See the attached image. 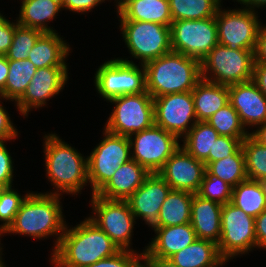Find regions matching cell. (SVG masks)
Segmentation results:
<instances>
[{"label": "cell", "instance_id": "cell-1", "mask_svg": "<svg viewBox=\"0 0 266 267\" xmlns=\"http://www.w3.org/2000/svg\"><path fill=\"white\" fill-rule=\"evenodd\" d=\"M66 226L51 263L57 267H87L120 251L113 240L88 217L74 227Z\"/></svg>", "mask_w": 266, "mask_h": 267}, {"label": "cell", "instance_id": "cell-2", "mask_svg": "<svg viewBox=\"0 0 266 267\" xmlns=\"http://www.w3.org/2000/svg\"><path fill=\"white\" fill-rule=\"evenodd\" d=\"M60 199L56 194L30 192L21 203L14 222L3 234L16 233L35 239L55 236L54 252L67 226Z\"/></svg>", "mask_w": 266, "mask_h": 267}, {"label": "cell", "instance_id": "cell-3", "mask_svg": "<svg viewBox=\"0 0 266 267\" xmlns=\"http://www.w3.org/2000/svg\"><path fill=\"white\" fill-rule=\"evenodd\" d=\"M146 91L153 97L192 91L201 78V62L169 52L144 64Z\"/></svg>", "mask_w": 266, "mask_h": 267}, {"label": "cell", "instance_id": "cell-4", "mask_svg": "<svg viewBox=\"0 0 266 267\" xmlns=\"http://www.w3.org/2000/svg\"><path fill=\"white\" fill-rule=\"evenodd\" d=\"M43 140L46 175L57 190L47 193L77 195L89 183L87 158L55 133L45 135Z\"/></svg>", "mask_w": 266, "mask_h": 267}, {"label": "cell", "instance_id": "cell-5", "mask_svg": "<svg viewBox=\"0 0 266 267\" xmlns=\"http://www.w3.org/2000/svg\"><path fill=\"white\" fill-rule=\"evenodd\" d=\"M254 51L217 44L201 61V78L227 86L252 80Z\"/></svg>", "mask_w": 266, "mask_h": 267}, {"label": "cell", "instance_id": "cell-6", "mask_svg": "<svg viewBox=\"0 0 266 267\" xmlns=\"http://www.w3.org/2000/svg\"><path fill=\"white\" fill-rule=\"evenodd\" d=\"M94 83L98 94L107 101L126 94H140L146 91L145 68L142 64L139 68L132 60L111 59L97 69Z\"/></svg>", "mask_w": 266, "mask_h": 267}, {"label": "cell", "instance_id": "cell-7", "mask_svg": "<svg viewBox=\"0 0 266 267\" xmlns=\"http://www.w3.org/2000/svg\"><path fill=\"white\" fill-rule=\"evenodd\" d=\"M104 138L87 156L88 180L92 195L97 194L112 178L121 164L131 158L129 137L116 135L104 129Z\"/></svg>", "mask_w": 266, "mask_h": 267}, {"label": "cell", "instance_id": "cell-8", "mask_svg": "<svg viewBox=\"0 0 266 267\" xmlns=\"http://www.w3.org/2000/svg\"><path fill=\"white\" fill-rule=\"evenodd\" d=\"M109 102L115 104L104 127L110 133L129 137L154 124L153 97L147 91L118 96Z\"/></svg>", "mask_w": 266, "mask_h": 267}, {"label": "cell", "instance_id": "cell-9", "mask_svg": "<svg viewBox=\"0 0 266 267\" xmlns=\"http://www.w3.org/2000/svg\"><path fill=\"white\" fill-rule=\"evenodd\" d=\"M119 27L130 54L141 60L142 65L172 51L170 26L146 21H120Z\"/></svg>", "mask_w": 266, "mask_h": 267}, {"label": "cell", "instance_id": "cell-10", "mask_svg": "<svg viewBox=\"0 0 266 267\" xmlns=\"http://www.w3.org/2000/svg\"><path fill=\"white\" fill-rule=\"evenodd\" d=\"M254 223V217L231 202L222 205L218 250L226 262L257 248Z\"/></svg>", "mask_w": 266, "mask_h": 267}, {"label": "cell", "instance_id": "cell-11", "mask_svg": "<svg viewBox=\"0 0 266 267\" xmlns=\"http://www.w3.org/2000/svg\"><path fill=\"white\" fill-rule=\"evenodd\" d=\"M93 216L88 217L102 229L120 250H132L130 244L136 218L127 200H111L92 195Z\"/></svg>", "mask_w": 266, "mask_h": 267}, {"label": "cell", "instance_id": "cell-12", "mask_svg": "<svg viewBox=\"0 0 266 267\" xmlns=\"http://www.w3.org/2000/svg\"><path fill=\"white\" fill-rule=\"evenodd\" d=\"M172 51L202 61L219 44L215 17L172 21Z\"/></svg>", "mask_w": 266, "mask_h": 267}, {"label": "cell", "instance_id": "cell-13", "mask_svg": "<svg viewBox=\"0 0 266 267\" xmlns=\"http://www.w3.org/2000/svg\"><path fill=\"white\" fill-rule=\"evenodd\" d=\"M129 141L131 158L149 173H157L181 145L174 134L155 124L130 135Z\"/></svg>", "mask_w": 266, "mask_h": 267}, {"label": "cell", "instance_id": "cell-14", "mask_svg": "<svg viewBox=\"0 0 266 267\" xmlns=\"http://www.w3.org/2000/svg\"><path fill=\"white\" fill-rule=\"evenodd\" d=\"M255 10L218 9L215 16L220 45L233 50H255L261 25Z\"/></svg>", "mask_w": 266, "mask_h": 267}, {"label": "cell", "instance_id": "cell-15", "mask_svg": "<svg viewBox=\"0 0 266 267\" xmlns=\"http://www.w3.org/2000/svg\"><path fill=\"white\" fill-rule=\"evenodd\" d=\"M153 103L154 124L174 134L179 140L197 122L192 91L159 96L153 98Z\"/></svg>", "mask_w": 266, "mask_h": 267}, {"label": "cell", "instance_id": "cell-16", "mask_svg": "<svg viewBox=\"0 0 266 267\" xmlns=\"http://www.w3.org/2000/svg\"><path fill=\"white\" fill-rule=\"evenodd\" d=\"M67 66H52L37 69L24 94L15 102L22 116L33 108L46 106V101L58 95L68 81Z\"/></svg>", "mask_w": 266, "mask_h": 267}, {"label": "cell", "instance_id": "cell-17", "mask_svg": "<svg viewBox=\"0 0 266 267\" xmlns=\"http://www.w3.org/2000/svg\"><path fill=\"white\" fill-rule=\"evenodd\" d=\"M205 172V163L195 159L180 146L157 173L172 190L196 194L200 189Z\"/></svg>", "mask_w": 266, "mask_h": 267}, {"label": "cell", "instance_id": "cell-18", "mask_svg": "<svg viewBox=\"0 0 266 267\" xmlns=\"http://www.w3.org/2000/svg\"><path fill=\"white\" fill-rule=\"evenodd\" d=\"M171 190L169 184L158 173H150L143 184L127 199L134 217H140L153 229L158 223L162 203Z\"/></svg>", "mask_w": 266, "mask_h": 267}, {"label": "cell", "instance_id": "cell-19", "mask_svg": "<svg viewBox=\"0 0 266 267\" xmlns=\"http://www.w3.org/2000/svg\"><path fill=\"white\" fill-rule=\"evenodd\" d=\"M228 92L229 103L237 111L245 129L266 122V96L253 80L229 85Z\"/></svg>", "mask_w": 266, "mask_h": 267}, {"label": "cell", "instance_id": "cell-20", "mask_svg": "<svg viewBox=\"0 0 266 267\" xmlns=\"http://www.w3.org/2000/svg\"><path fill=\"white\" fill-rule=\"evenodd\" d=\"M155 238L145 247V251L150 256L162 259H169L173 254L193 243L196 239V233L191 223L154 227Z\"/></svg>", "mask_w": 266, "mask_h": 267}, {"label": "cell", "instance_id": "cell-21", "mask_svg": "<svg viewBox=\"0 0 266 267\" xmlns=\"http://www.w3.org/2000/svg\"><path fill=\"white\" fill-rule=\"evenodd\" d=\"M150 173L133 159L121 164L112 178L96 194L111 200H127Z\"/></svg>", "mask_w": 266, "mask_h": 267}, {"label": "cell", "instance_id": "cell-22", "mask_svg": "<svg viewBox=\"0 0 266 267\" xmlns=\"http://www.w3.org/2000/svg\"><path fill=\"white\" fill-rule=\"evenodd\" d=\"M222 205L200 195L193 194L191 203V226L198 239L209 240L216 244L221 236Z\"/></svg>", "mask_w": 266, "mask_h": 267}, {"label": "cell", "instance_id": "cell-23", "mask_svg": "<svg viewBox=\"0 0 266 267\" xmlns=\"http://www.w3.org/2000/svg\"><path fill=\"white\" fill-rule=\"evenodd\" d=\"M119 21H146L171 26L169 0H122L117 8Z\"/></svg>", "mask_w": 266, "mask_h": 267}, {"label": "cell", "instance_id": "cell-24", "mask_svg": "<svg viewBox=\"0 0 266 267\" xmlns=\"http://www.w3.org/2000/svg\"><path fill=\"white\" fill-rule=\"evenodd\" d=\"M197 121H207L229 103L227 85L201 79L192 90Z\"/></svg>", "mask_w": 266, "mask_h": 267}, {"label": "cell", "instance_id": "cell-25", "mask_svg": "<svg viewBox=\"0 0 266 267\" xmlns=\"http://www.w3.org/2000/svg\"><path fill=\"white\" fill-rule=\"evenodd\" d=\"M70 46L56 32L43 33L28 53V59L37 69L52 66H67L65 60Z\"/></svg>", "mask_w": 266, "mask_h": 267}, {"label": "cell", "instance_id": "cell-26", "mask_svg": "<svg viewBox=\"0 0 266 267\" xmlns=\"http://www.w3.org/2000/svg\"><path fill=\"white\" fill-rule=\"evenodd\" d=\"M169 259L178 267H220L226 263L218 244L198 238Z\"/></svg>", "mask_w": 266, "mask_h": 267}, {"label": "cell", "instance_id": "cell-27", "mask_svg": "<svg viewBox=\"0 0 266 267\" xmlns=\"http://www.w3.org/2000/svg\"><path fill=\"white\" fill-rule=\"evenodd\" d=\"M19 25L42 31L43 33L56 32L47 22L56 17L62 8L61 0H21Z\"/></svg>", "mask_w": 266, "mask_h": 267}, {"label": "cell", "instance_id": "cell-28", "mask_svg": "<svg viewBox=\"0 0 266 267\" xmlns=\"http://www.w3.org/2000/svg\"><path fill=\"white\" fill-rule=\"evenodd\" d=\"M219 136L218 132L206 121H197L182 138L184 140H182L181 147L207 166L213 162V146Z\"/></svg>", "mask_w": 266, "mask_h": 267}, {"label": "cell", "instance_id": "cell-29", "mask_svg": "<svg viewBox=\"0 0 266 267\" xmlns=\"http://www.w3.org/2000/svg\"><path fill=\"white\" fill-rule=\"evenodd\" d=\"M193 193L171 190L162 203L155 227L176 226L190 223Z\"/></svg>", "mask_w": 266, "mask_h": 267}, {"label": "cell", "instance_id": "cell-30", "mask_svg": "<svg viewBox=\"0 0 266 267\" xmlns=\"http://www.w3.org/2000/svg\"><path fill=\"white\" fill-rule=\"evenodd\" d=\"M231 203L256 218L266 210L265 183L248 178L238 183L233 188Z\"/></svg>", "mask_w": 266, "mask_h": 267}, {"label": "cell", "instance_id": "cell-31", "mask_svg": "<svg viewBox=\"0 0 266 267\" xmlns=\"http://www.w3.org/2000/svg\"><path fill=\"white\" fill-rule=\"evenodd\" d=\"M36 71V66L29 59L9 60V72L0 99L15 103L24 94Z\"/></svg>", "mask_w": 266, "mask_h": 267}, {"label": "cell", "instance_id": "cell-32", "mask_svg": "<svg viewBox=\"0 0 266 267\" xmlns=\"http://www.w3.org/2000/svg\"><path fill=\"white\" fill-rule=\"evenodd\" d=\"M206 171L211 176L219 177L222 181L233 188L248 176L246 173L245 155L240 146L232 155L219 161L210 162L206 166Z\"/></svg>", "mask_w": 266, "mask_h": 267}, {"label": "cell", "instance_id": "cell-33", "mask_svg": "<svg viewBox=\"0 0 266 267\" xmlns=\"http://www.w3.org/2000/svg\"><path fill=\"white\" fill-rule=\"evenodd\" d=\"M222 0H169L173 21L215 17Z\"/></svg>", "mask_w": 266, "mask_h": 267}, {"label": "cell", "instance_id": "cell-34", "mask_svg": "<svg viewBox=\"0 0 266 267\" xmlns=\"http://www.w3.org/2000/svg\"><path fill=\"white\" fill-rule=\"evenodd\" d=\"M248 179L266 182V146L256 141L250 134L241 145Z\"/></svg>", "mask_w": 266, "mask_h": 267}, {"label": "cell", "instance_id": "cell-35", "mask_svg": "<svg viewBox=\"0 0 266 267\" xmlns=\"http://www.w3.org/2000/svg\"><path fill=\"white\" fill-rule=\"evenodd\" d=\"M206 122L221 136L246 138L250 134L242 125L237 111L230 103L219 109Z\"/></svg>", "mask_w": 266, "mask_h": 267}, {"label": "cell", "instance_id": "cell-36", "mask_svg": "<svg viewBox=\"0 0 266 267\" xmlns=\"http://www.w3.org/2000/svg\"><path fill=\"white\" fill-rule=\"evenodd\" d=\"M42 34V31L19 25L16 21L13 40L5 56L8 60L28 59V53Z\"/></svg>", "mask_w": 266, "mask_h": 267}, {"label": "cell", "instance_id": "cell-37", "mask_svg": "<svg viewBox=\"0 0 266 267\" xmlns=\"http://www.w3.org/2000/svg\"><path fill=\"white\" fill-rule=\"evenodd\" d=\"M233 187L219 177L211 176L207 171L201 182L198 195L204 199L224 205L231 202Z\"/></svg>", "mask_w": 266, "mask_h": 267}, {"label": "cell", "instance_id": "cell-38", "mask_svg": "<svg viewBox=\"0 0 266 267\" xmlns=\"http://www.w3.org/2000/svg\"><path fill=\"white\" fill-rule=\"evenodd\" d=\"M28 194L29 193L21 197L12 187L4 188L0 193V221L3 222L0 225V237L14 222L21 203Z\"/></svg>", "mask_w": 266, "mask_h": 267}, {"label": "cell", "instance_id": "cell-39", "mask_svg": "<svg viewBox=\"0 0 266 267\" xmlns=\"http://www.w3.org/2000/svg\"><path fill=\"white\" fill-rule=\"evenodd\" d=\"M135 250H120L115 255L101 259L87 267H140L142 253Z\"/></svg>", "mask_w": 266, "mask_h": 267}, {"label": "cell", "instance_id": "cell-40", "mask_svg": "<svg viewBox=\"0 0 266 267\" xmlns=\"http://www.w3.org/2000/svg\"><path fill=\"white\" fill-rule=\"evenodd\" d=\"M244 139L220 135L214 142L213 162L232 155L242 145Z\"/></svg>", "mask_w": 266, "mask_h": 267}, {"label": "cell", "instance_id": "cell-41", "mask_svg": "<svg viewBox=\"0 0 266 267\" xmlns=\"http://www.w3.org/2000/svg\"><path fill=\"white\" fill-rule=\"evenodd\" d=\"M4 143L5 141H0V186L9 188L13 185L14 162Z\"/></svg>", "mask_w": 266, "mask_h": 267}, {"label": "cell", "instance_id": "cell-42", "mask_svg": "<svg viewBox=\"0 0 266 267\" xmlns=\"http://www.w3.org/2000/svg\"><path fill=\"white\" fill-rule=\"evenodd\" d=\"M14 35V22L6 19L0 13V55H6L11 46Z\"/></svg>", "mask_w": 266, "mask_h": 267}, {"label": "cell", "instance_id": "cell-43", "mask_svg": "<svg viewBox=\"0 0 266 267\" xmlns=\"http://www.w3.org/2000/svg\"><path fill=\"white\" fill-rule=\"evenodd\" d=\"M17 136L18 131H16V128L11 122L8 112L0 103V141L15 140Z\"/></svg>", "mask_w": 266, "mask_h": 267}, {"label": "cell", "instance_id": "cell-44", "mask_svg": "<svg viewBox=\"0 0 266 267\" xmlns=\"http://www.w3.org/2000/svg\"><path fill=\"white\" fill-rule=\"evenodd\" d=\"M62 9H68L72 12L84 13L90 12L97 5L104 2L103 0H61Z\"/></svg>", "mask_w": 266, "mask_h": 267}, {"label": "cell", "instance_id": "cell-45", "mask_svg": "<svg viewBox=\"0 0 266 267\" xmlns=\"http://www.w3.org/2000/svg\"><path fill=\"white\" fill-rule=\"evenodd\" d=\"M254 227L257 247L266 249V210L255 218Z\"/></svg>", "mask_w": 266, "mask_h": 267}, {"label": "cell", "instance_id": "cell-46", "mask_svg": "<svg viewBox=\"0 0 266 267\" xmlns=\"http://www.w3.org/2000/svg\"><path fill=\"white\" fill-rule=\"evenodd\" d=\"M254 63L266 64V26L260 25L254 51Z\"/></svg>", "mask_w": 266, "mask_h": 267}, {"label": "cell", "instance_id": "cell-47", "mask_svg": "<svg viewBox=\"0 0 266 267\" xmlns=\"http://www.w3.org/2000/svg\"><path fill=\"white\" fill-rule=\"evenodd\" d=\"M140 267H178L170 259H162L150 256L146 251L142 252Z\"/></svg>", "mask_w": 266, "mask_h": 267}, {"label": "cell", "instance_id": "cell-48", "mask_svg": "<svg viewBox=\"0 0 266 267\" xmlns=\"http://www.w3.org/2000/svg\"><path fill=\"white\" fill-rule=\"evenodd\" d=\"M252 80L266 96V64L254 63Z\"/></svg>", "mask_w": 266, "mask_h": 267}, {"label": "cell", "instance_id": "cell-49", "mask_svg": "<svg viewBox=\"0 0 266 267\" xmlns=\"http://www.w3.org/2000/svg\"><path fill=\"white\" fill-rule=\"evenodd\" d=\"M9 72V60L5 55H0V93L4 90Z\"/></svg>", "mask_w": 266, "mask_h": 267}, {"label": "cell", "instance_id": "cell-50", "mask_svg": "<svg viewBox=\"0 0 266 267\" xmlns=\"http://www.w3.org/2000/svg\"><path fill=\"white\" fill-rule=\"evenodd\" d=\"M250 135L263 146H266V122L257 126V130L250 132Z\"/></svg>", "mask_w": 266, "mask_h": 267}, {"label": "cell", "instance_id": "cell-51", "mask_svg": "<svg viewBox=\"0 0 266 267\" xmlns=\"http://www.w3.org/2000/svg\"><path fill=\"white\" fill-rule=\"evenodd\" d=\"M237 2H240V4L243 5V7L245 6V8H250L252 10H255V8L257 7L259 9V7L265 6L266 7V0H235Z\"/></svg>", "mask_w": 266, "mask_h": 267}, {"label": "cell", "instance_id": "cell-52", "mask_svg": "<svg viewBox=\"0 0 266 267\" xmlns=\"http://www.w3.org/2000/svg\"><path fill=\"white\" fill-rule=\"evenodd\" d=\"M1 251H2V249L0 250V267H6L4 265V262L2 261V257H1L2 256V254H1L2 252Z\"/></svg>", "mask_w": 266, "mask_h": 267}, {"label": "cell", "instance_id": "cell-53", "mask_svg": "<svg viewBox=\"0 0 266 267\" xmlns=\"http://www.w3.org/2000/svg\"><path fill=\"white\" fill-rule=\"evenodd\" d=\"M104 2H105V0H103ZM118 2V3H117ZM117 2H116V7L118 8L120 5H121V3H122V0H117Z\"/></svg>", "mask_w": 266, "mask_h": 267}, {"label": "cell", "instance_id": "cell-54", "mask_svg": "<svg viewBox=\"0 0 266 267\" xmlns=\"http://www.w3.org/2000/svg\"><path fill=\"white\" fill-rule=\"evenodd\" d=\"M3 189H4V188L0 186V193L2 192Z\"/></svg>", "mask_w": 266, "mask_h": 267}]
</instances>
